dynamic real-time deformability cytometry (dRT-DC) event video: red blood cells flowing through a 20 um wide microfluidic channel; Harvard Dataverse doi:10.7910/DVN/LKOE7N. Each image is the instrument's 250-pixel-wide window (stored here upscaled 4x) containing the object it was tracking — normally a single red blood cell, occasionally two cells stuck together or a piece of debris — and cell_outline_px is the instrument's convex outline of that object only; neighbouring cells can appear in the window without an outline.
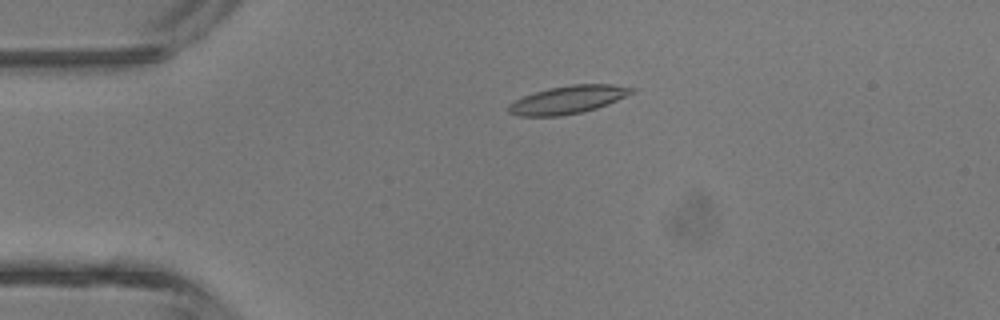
{"species": "common noctule bat (a hibernating species)", "species_latin": "Nyctalus noctula", "temperature_condition": "room temperature", "stored_images_in_passage": 4, "camera_frame_rate_fps": 3000, "um_per_image_px": 0.085, "animal": {"sex": "male", "body_mass_g": 13.3}, "frame": {"image": 1, "passage_image": 3, "time_ms": 2.333, "image_size_px": [1000, 320], "cell_outline_px": [[636, 92], [608, 104], [596, 108], [580, 112], [560, 116], [520, 116], [508, 112], [508, 104], [524, 96], [548, 88], [572, 84], [612, 84], [636, 88]], "centroid_in_image_um": [48.31, 8.46], "position_along_channel_um": 36.7, "area_um2": 20.0}}